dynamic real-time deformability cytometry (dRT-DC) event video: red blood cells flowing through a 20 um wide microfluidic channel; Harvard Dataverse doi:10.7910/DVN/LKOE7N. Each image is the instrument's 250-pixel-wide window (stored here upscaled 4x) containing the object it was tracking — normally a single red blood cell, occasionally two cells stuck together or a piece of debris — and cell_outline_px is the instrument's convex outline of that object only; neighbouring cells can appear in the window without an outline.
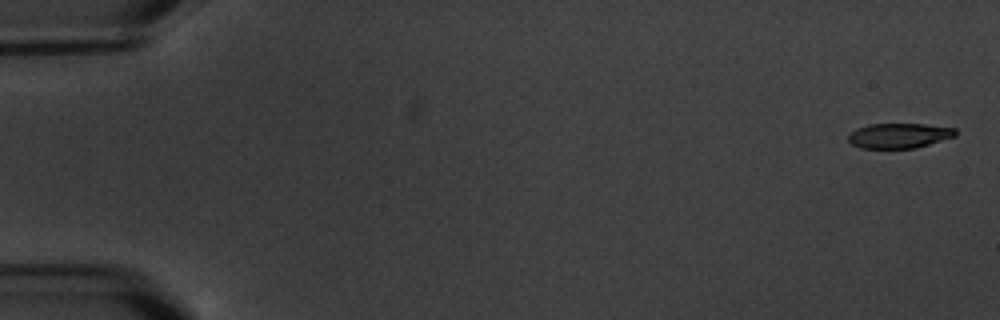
{"species": "common noctule bat (a hibernating species)", "species_latin": "Nyctalus noctula", "temperature_condition": "warm", "stored_images_in_passage": 7, "camera_frame_rate_fps": 3000, "um_per_image_px": 0.085, "animal": {"sex": "male", "body_mass_g": 20.1, "forearm_length_mm": 53.5}, "frame": {"image": 1, "passage_image": 1, "time_ms": 0.0, "image_size_px": [1000, 320], "cell_outline_px": [[956, 136], [916, 148], [860, 148], [852, 144], [848, 140], [848, 136], [856, 128], [868, 124], [924, 124], [956, 128]], "centroid_in_image_um": [76.42, 11.53], "position_along_channel_um": 8.6, "area_um2": 15.61}}
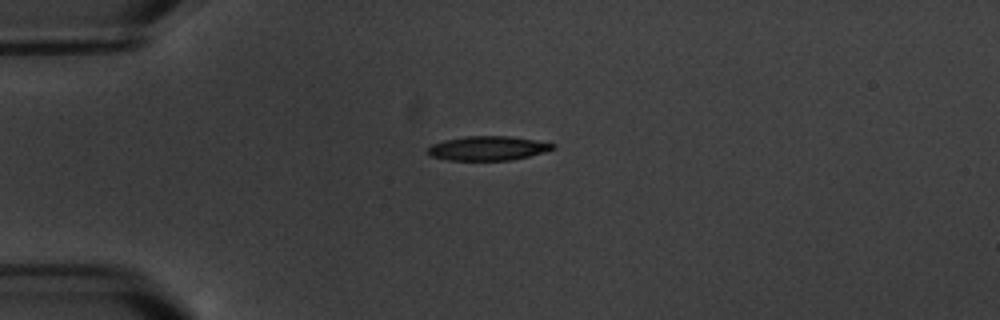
{"frame": {"image": 2, "passage_image": 5, "time_ms": 4.667, "image_size_px": [1000, 320], "cell_outline_px": [[556, 148], [544, 152], [528, 156], [508, 160], [448, 160], [428, 156], [428, 148], [432, 144], [444, 140], [468, 136], [508, 136], [556, 144]], "centroid_in_image_um": [41.43, 12.6], "position_along_channel_um": 43.6, "area_um2": 17.51}}